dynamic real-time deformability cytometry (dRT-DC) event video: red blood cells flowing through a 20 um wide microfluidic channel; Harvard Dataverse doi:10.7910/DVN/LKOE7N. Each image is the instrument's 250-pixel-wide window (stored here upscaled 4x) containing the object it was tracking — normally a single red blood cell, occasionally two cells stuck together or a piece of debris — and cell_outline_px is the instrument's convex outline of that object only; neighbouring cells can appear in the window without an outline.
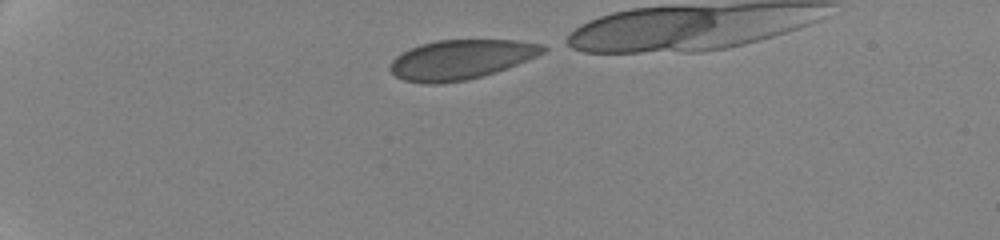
{"species": "human", "species_latin": "Homo sapiens", "temperature_condition": "cold", "stored_images_in_passage": 46, "camera_frame_rate_fps": 3000, "um_per_image_px": 0.085, "donor": {"sex": "female"}, "frame": {"image": 1, "passage_image": 1, "time_ms": 0.0, "image_size_px": [1000, 240], "cell_outline_px": [[548, 48], [544, 52], [536, 56], [496, 72], [468, 80], [436, 84], [424, 84], [404, 80], [396, 76], [388, 68], [392, 60], [396, 56], [420, 44], [436, 40], [520, 40], [544, 44]], "centroid_in_image_um": [39.18, 5.06], "position_along_channel_um": 45.8, "area_um2": 35.26}}
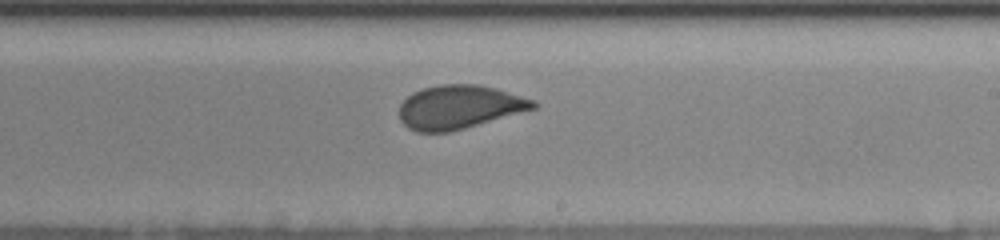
{"frame": {"image": 2, "passage_image": 25, "time_ms": 7.333, "image_size_px": [1000, 240], "cell_outline_px": [[540, 104], [536, 108], [464, 128], [448, 132], [416, 132], [408, 128], [400, 120], [400, 104], [412, 92], [424, 88], [440, 84], [480, 84], [496, 88], [536, 100]], "centroid_in_image_um": [39.05, 9.09], "position_along_channel_um": 249.9, "area_um2": 34.1}}
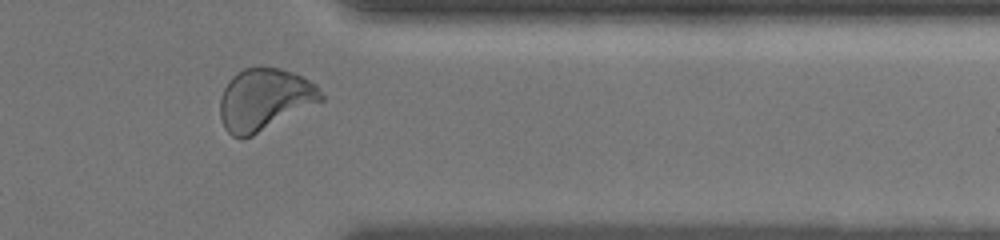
{"frame": {"image": 3, "passage_image": 41, "time_ms": 11.333, "image_size_px": [1000, 240], "cell_outline_px": [[324, 100], [252, 136], [240, 140], [232, 136], [224, 128], [220, 116], [220, 100], [224, 88], [228, 80], [236, 72], [244, 68], [280, 68], [292, 72], [316, 84], [324, 96]], "centroid_in_image_um": [22.46, 8.47], "position_along_channel_um": 388.9, "area_um2": 36.41}}